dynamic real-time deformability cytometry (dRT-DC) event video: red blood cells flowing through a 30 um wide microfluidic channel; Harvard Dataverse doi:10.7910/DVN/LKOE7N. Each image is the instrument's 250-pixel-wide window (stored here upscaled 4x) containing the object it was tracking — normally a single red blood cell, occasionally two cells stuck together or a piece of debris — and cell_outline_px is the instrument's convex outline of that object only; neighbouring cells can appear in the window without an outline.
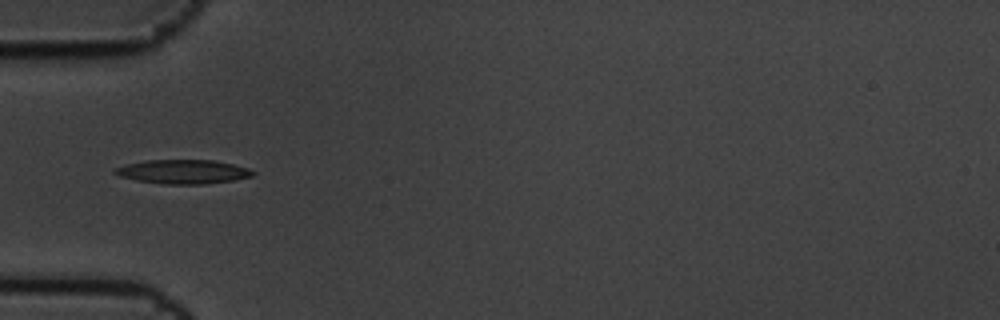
{"species": "common noctule bat (a hibernating species)", "species_latin": "Nyctalus noctula", "temperature_condition": "cold", "stored_images_in_passage": 9, "camera_frame_rate_fps": 3000, "um_per_image_px": 0.085, "animal": {"sex": "male", "body_mass_g": 19.5, "forearm_length_mm": 54.6}, "frame": {"image": 1, "passage_image": 4, "time_ms": 1.0, "image_size_px": [1000, 320], "cell_outline_px": [[256, 172], [252, 176], [232, 180], [204, 184], [164, 184], [136, 180], [120, 176], [112, 172], [112, 168], [124, 164], [148, 160], [212, 160], [232, 164], [248, 168]], "centroid_in_image_um": [15.5, 14.59], "position_along_channel_um": 69.5, "area_um2": 19.31}}
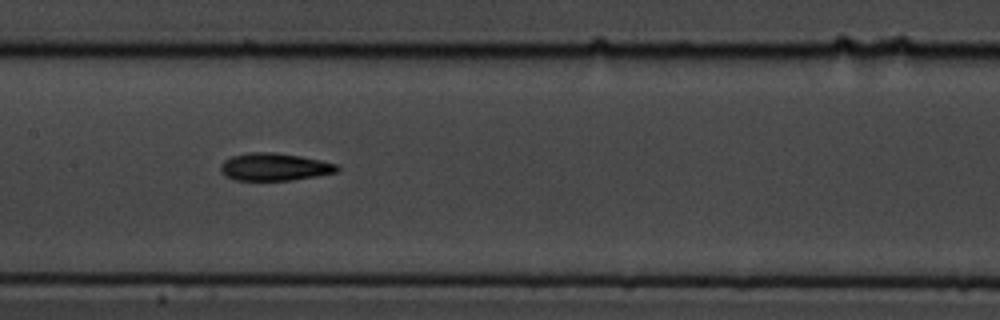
{"frame": {"image": 2, "passage_image": 7, "time_ms": 2.0, "image_size_px": [1000, 320], "cell_outline_px": [[340, 168], [336, 172], [316, 176], [292, 180], [236, 180], [220, 172], [220, 164], [224, 160], [232, 156], [248, 152], [276, 152], [300, 156], [340, 164]], "centroid_in_image_um": [23.34, 14.18], "position_along_channel_um": 184.1, "area_um2": 18.79}}
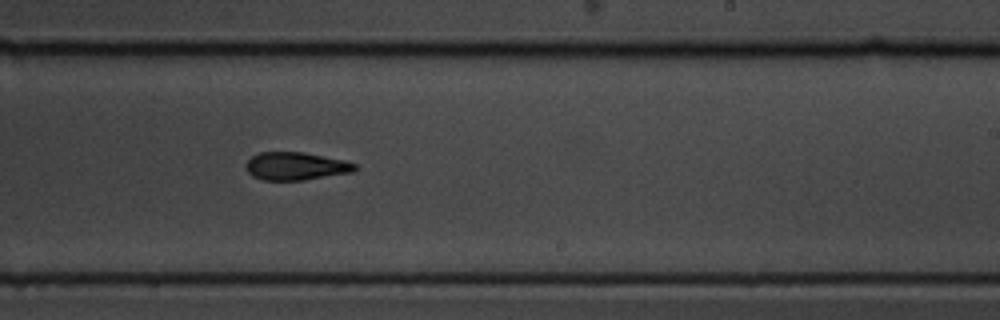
{"frame": {"image": 3, "passage_image": 9, "time_ms": 2.667, "image_size_px": [1000, 320], "cell_outline_px": [[356, 172], [304, 180], [260, 180], [252, 176], [248, 172], [244, 164], [252, 156], [260, 152], [304, 152], [344, 160], [356, 164]], "centroid_in_image_um": [25.14, 14.13], "position_along_channel_um": 263.9, "area_um2": 17.92}}